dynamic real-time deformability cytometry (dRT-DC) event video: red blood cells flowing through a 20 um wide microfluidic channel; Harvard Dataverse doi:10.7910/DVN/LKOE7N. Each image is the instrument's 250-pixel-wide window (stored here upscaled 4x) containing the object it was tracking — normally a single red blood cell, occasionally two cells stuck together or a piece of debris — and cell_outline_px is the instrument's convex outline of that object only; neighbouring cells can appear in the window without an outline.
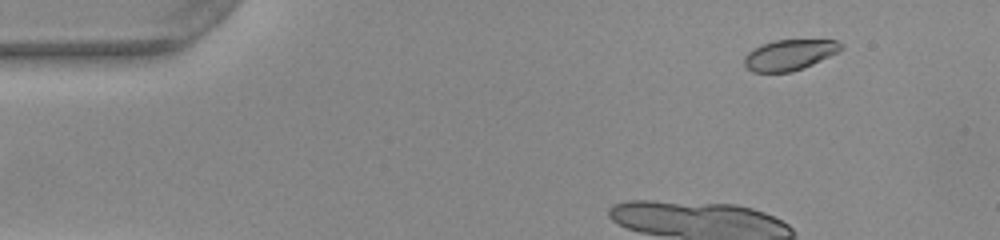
{"species": "common noctule bat (a hibernating species)", "species_latin": "Nyctalus noctula", "temperature_condition": "warm", "stored_images_in_passage": 39, "camera_frame_rate_fps": 3000, "um_per_image_px": 0.085, "animal": {"sex": "female", "body_mass_g": 22.0, "forearm_length_mm": 56.7}, "frame": {"image": 1, "passage_image": 6, "time_ms": 1.667, "image_size_px": [1000, 240], "cell_outline_px": [[844, 48], [840, 52], [804, 68], [792, 72], [752, 72], [744, 64], [744, 56], [752, 48], [760, 44], [776, 40], [836, 40], [844, 44]], "centroid_in_image_um": [67.13, 4.66], "position_along_channel_um": 17.9, "area_um2": 17.57}}